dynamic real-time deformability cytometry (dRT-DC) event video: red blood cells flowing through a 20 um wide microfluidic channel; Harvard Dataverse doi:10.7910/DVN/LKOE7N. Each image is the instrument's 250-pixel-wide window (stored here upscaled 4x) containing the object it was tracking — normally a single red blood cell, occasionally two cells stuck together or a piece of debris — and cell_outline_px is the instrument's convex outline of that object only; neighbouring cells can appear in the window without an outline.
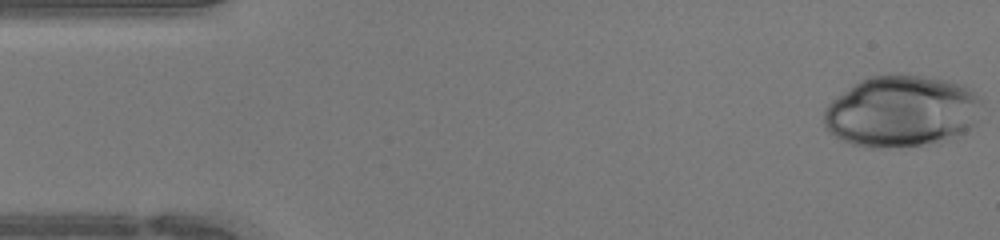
{"species": "human", "species_latin": "Homo sapiens", "temperature_condition": "warm", "stored_images_in_passage": 46, "camera_frame_rate_fps": 3000, "um_per_image_px": 0.085, "donor": {"sex": "female"}, "frame": {"image": 1, "passage_image": 1, "time_ms": 0.0, "image_size_px": [1000, 240], "cell_outline_px": [[984, 120], [964, 132], [940, 144], [880, 148], [864, 148], [852, 144], [828, 132], [824, 128], [824, 108], [836, 96], [852, 84], [868, 76], [896, 72], [900, 72], [928, 76], [952, 80], [976, 92], [984, 100]], "centroid_in_image_um": [76.73, 9.44], "position_along_channel_um": 8.3, "area_um2": 68.38}}
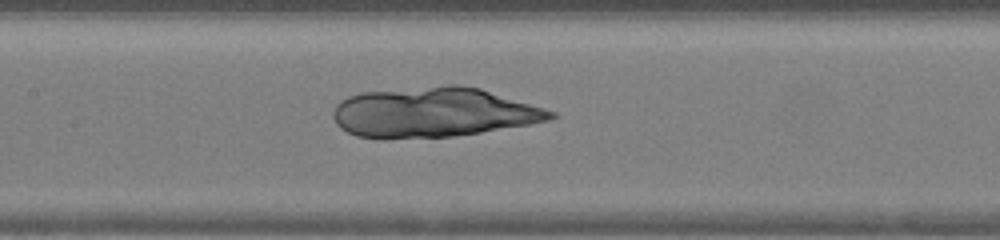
{"frame": {"image": 2, "passage_image": 21, "time_ms": 6.667, "image_size_px": [1000, 240], "cell_outline_px": [[560, 116], [548, 120], [532, 124], [480, 132], [452, 136], [380, 140], [356, 136], [340, 128], [336, 124], [332, 116], [332, 112], [336, 104], [340, 100], [348, 96], [360, 92], [448, 84], [456, 84], [480, 88], [544, 108], [556, 112]], "centroid_in_image_um": [36.79, 9.56], "position_along_channel_um": 170.6, "area_um2": 63.87}}
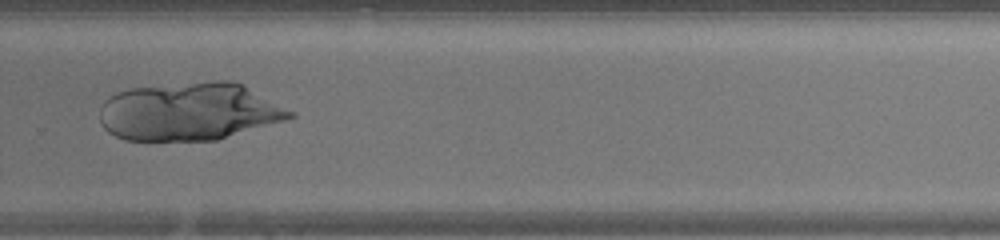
{"frame": {"image": 3, "passage_image": 31, "time_ms": 10.0, "image_size_px": [1000, 240], "cell_outline_px": [[296, 116], [284, 120], [216, 140], [124, 140], [108, 132], [104, 128], [100, 120], [100, 108], [104, 100], [116, 92], [128, 88], [216, 80], [232, 80], [244, 84], [296, 112]], "centroid_in_image_um": [16.1, 9.47], "position_along_channel_um": 313.7, "area_um2": 64.5}}